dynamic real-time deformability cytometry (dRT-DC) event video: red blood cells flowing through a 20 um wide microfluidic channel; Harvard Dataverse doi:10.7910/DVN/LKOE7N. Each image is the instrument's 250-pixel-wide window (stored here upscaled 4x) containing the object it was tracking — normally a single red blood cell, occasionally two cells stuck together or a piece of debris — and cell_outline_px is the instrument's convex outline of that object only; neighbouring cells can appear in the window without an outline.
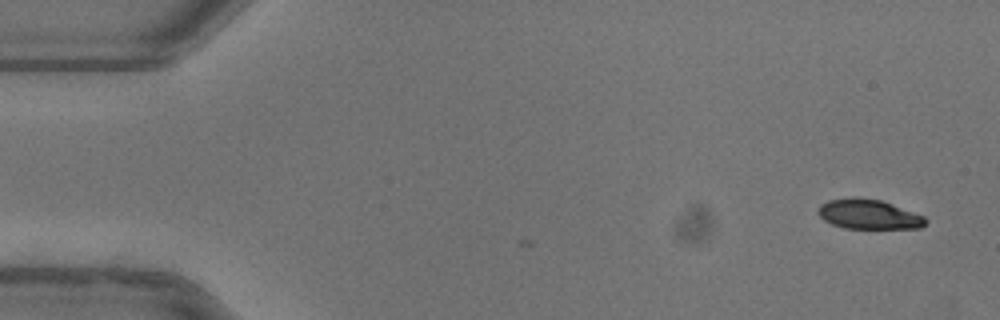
{"species": "common noctule bat (a hibernating species)", "species_latin": "Nyctalus noctula", "temperature_condition": "warm", "stored_images_in_passage": 3, "camera_frame_rate_fps": 3000, "um_per_image_px": 0.085, "animal": {"sex": "female"}, "frame": {"image": 1, "passage_image": 1, "time_ms": 0.0, "image_size_px": [1000, 320], "cell_outline_px": [[928, 220], [920, 228], [844, 228], [832, 224], [824, 220], [816, 212], [820, 204], [828, 200], [852, 196], [880, 200], [892, 204], [924, 216]], "centroid_in_image_um": [73.79, 18.2], "position_along_channel_um": 11.2, "area_um2": 18.61}}